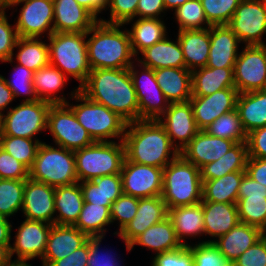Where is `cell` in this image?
Masks as SVG:
<instances>
[{"label": "cell", "instance_id": "obj_1", "mask_svg": "<svg viewBox=\"0 0 266 266\" xmlns=\"http://www.w3.org/2000/svg\"><path fill=\"white\" fill-rule=\"evenodd\" d=\"M79 91L117 113L127 123L139 120L138 99L129 68L91 70Z\"/></svg>", "mask_w": 266, "mask_h": 266}, {"label": "cell", "instance_id": "obj_2", "mask_svg": "<svg viewBox=\"0 0 266 266\" xmlns=\"http://www.w3.org/2000/svg\"><path fill=\"white\" fill-rule=\"evenodd\" d=\"M123 142L125 157L138 164L164 168L180 154L157 120L127 123Z\"/></svg>", "mask_w": 266, "mask_h": 266}, {"label": "cell", "instance_id": "obj_3", "mask_svg": "<svg viewBox=\"0 0 266 266\" xmlns=\"http://www.w3.org/2000/svg\"><path fill=\"white\" fill-rule=\"evenodd\" d=\"M86 42L91 70L126 69L136 61L124 24L98 21L86 32Z\"/></svg>", "mask_w": 266, "mask_h": 266}, {"label": "cell", "instance_id": "obj_4", "mask_svg": "<svg viewBox=\"0 0 266 266\" xmlns=\"http://www.w3.org/2000/svg\"><path fill=\"white\" fill-rule=\"evenodd\" d=\"M50 64L57 67L78 89L86 82L91 67L88 61L86 32H54L48 38Z\"/></svg>", "mask_w": 266, "mask_h": 266}, {"label": "cell", "instance_id": "obj_5", "mask_svg": "<svg viewBox=\"0 0 266 266\" xmlns=\"http://www.w3.org/2000/svg\"><path fill=\"white\" fill-rule=\"evenodd\" d=\"M202 189L200 169L181 154L163 168L161 197L168 209L200 203Z\"/></svg>", "mask_w": 266, "mask_h": 266}, {"label": "cell", "instance_id": "obj_6", "mask_svg": "<svg viewBox=\"0 0 266 266\" xmlns=\"http://www.w3.org/2000/svg\"><path fill=\"white\" fill-rule=\"evenodd\" d=\"M67 105L95 142L124 139L127 122L106 106L88 99L79 90Z\"/></svg>", "mask_w": 266, "mask_h": 266}, {"label": "cell", "instance_id": "obj_7", "mask_svg": "<svg viewBox=\"0 0 266 266\" xmlns=\"http://www.w3.org/2000/svg\"><path fill=\"white\" fill-rule=\"evenodd\" d=\"M29 178L55 188L77 183L74 151L42 142L29 169Z\"/></svg>", "mask_w": 266, "mask_h": 266}, {"label": "cell", "instance_id": "obj_8", "mask_svg": "<svg viewBox=\"0 0 266 266\" xmlns=\"http://www.w3.org/2000/svg\"><path fill=\"white\" fill-rule=\"evenodd\" d=\"M78 182L90 181L105 175L119 174L125 159L122 141L95 142L74 151Z\"/></svg>", "mask_w": 266, "mask_h": 266}, {"label": "cell", "instance_id": "obj_9", "mask_svg": "<svg viewBox=\"0 0 266 266\" xmlns=\"http://www.w3.org/2000/svg\"><path fill=\"white\" fill-rule=\"evenodd\" d=\"M51 103L43 100L19 102L2 115V134L13 137L41 139L47 131ZM39 135V137H38Z\"/></svg>", "mask_w": 266, "mask_h": 266}, {"label": "cell", "instance_id": "obj_10", "mask_svg": "<svg viewBox=\"0 0 266 266\" xmlns=\"http://www.w3.org/2000/svg\"><path fill=\"white\" fill-rule=\"evenodd\" d=\"M6 9L14 18L15 27L19 37L47 39L52 33H54L53 0L13 1L6 7Z\"/></svg>", "mask_w": 266, "mask_h": 266}, {"label": "cell", "instance_id": "obj_11", "mask_svg": "<svg viewBox=\"0 0 266 266\" xmlns=\"http://www.w3.org/2000/svg\"><path fill=\"white\" fill-rule=\"evenodd\" d=\"M50 143L67 150L76 151L90 146L95 141L77 121L73 110L67 104H51L48 113L47 131Z\"/></svg>", "mask_w": 266, "mask_h": 266}, {"label": "cell", "instance_id": "obj_12", "mask_svg": "<svg viewBox=\"0 0 266 266\" xmlns=\"http://www.w3.org/2000/svg\"><path fill=\"white\" fill-rule=\"evenodd\" d=\"M19 222L17 221L18 224L13 222L12 225L11 245L7 260L22 262H32L34 259L41 260L52 224L26 218Z\"/></svg>", "mask_w": 266, "mask_h": 266}, {"label": "cell", "instance_id": "obj_13", "mask_svg": "<svg viewBox=\"0 0 266 266\" xmlns=\"http://www.w3.org/2000/svg\"><path fill=\"white\" fill-rule=\"evenodd\" d=\"M129 73L137 94L139 120H157L170 103L157 84L154 69L135 61Z\"/></svg>", "mask_w": 266, "mask_h": 266}, {"label": "cell", "instance_id": "obj_14", "mask_svg": "<svg viewBox=\"0 0 266 266\" xmlns=\"http://www.w3.org/2000/svg\"><path fill=\"white\" fill-rule=\"evenodd\" d=\"M233 72L238 93L266 89V44L243 45Z\"/></svg>", "mask_w": 266, "mask_h": 266}, {"label": "cell", "instance_id": "obj_15", "mask_svg": "<svg viewBox=\"0 0 266 266\" xmlns=\"http://www.w3.org/2000/svg\"><path fill=\"white\" fill-rule=\"evenodd\" d=\"M227 26L243 45H265L266 4L264 0H241Z\"/></svg>", "mask_w": 266, "mask_h": 266}, {"label": "cell", "instance_id": "obj_16", "mask_svg": "<svg viewBox=\"0 0 266 266\" xmlns=\"http://www.w3.org/2000/svg\"><path fill=\"white\" fill-rule=\"evenodd\" d=\"M120 175L124 194L137 198L162 194L163 168L134 163L125 157Z\"/></svg>", "mask_w": 266, "mask_h": 266}, {"label": "cell", "instance_id": "obj_17", "mask_svg": "<svg viewBox=\"0 0 266 266\" xmlns=\"http://www.w3.org/2000/svg\"><path fill=\"white\" fill-rule=\"evenodd\" d=\"M157 121L164 127L172 145L179 153L200 131L196 125L190 101L170 103Z\"/></svg>", "mask_w": 266, "mask_h": 266}, {"label": "cell", "instance_id": "obj_18", "mask_svg": "<svg viewBox=\"0 0 266 266\" xmlns=\"http://www.w3.org/2000/svg\"><path fill=\"white\" fill-rule=\"evenodd\" d=\"M237 208L240 222L264 231L266 229V186L245 173L239 186Z\"/></svg>", "mask_w": 266, "mask_h": 266}, {"label": "cell", "instance_id": "obj_19", "mask_svg": "<svg viewBox=\"0 0 266 266\" xmlns=\"http://www.w3.org/2000/svg\"><path fill=\"white\" fill-rule=\"evenodd\" d=\"M168 216V208L165 201L160 196L149 198H139V204L135 217L124 227V229L114 236L119 242L122 241L125 252L131 253L129 244L146 229L161 222ZM125 245V246H124Z\"/></svg>", "mask_w": 266, "mask_h": 266}, {"label": "cell", "instance_id": "obj_20", "mask_svg": "<svg viewBox=\"0 0 266 266\" xmlns=\"http://www.w3.org/2000/svg\"><path fill=\"white\" fill-rule=\"evenodd\" d=\"M54 194L55 187L30 178L26 179L21 219L26 218L54 224Z\"/></svg>", "mask_w": 266, "mask_h": 266}, {"label": "cell", "instance_id": "obj_21", "mask_svg": "<svg viewBox=\"0 0 266 266\" xmlns=\"http://www.w3.org/2000/svg\"><path fill=\"white\" fill-rule=\"evenodd\" d=\"M236 88H225L208 96H192L190 103L199 130H205L219 116L236 109Z\"/></svg>", "mask_w": 266, "mask_h": 266}, {"label": "cell", "instance_id": "obj_22", "mask_svg": "<svg viewBox=\"0 0 266 266\" xmlns=\"http://www.w3.org/2000/svg\"><path fill=\"white\" fill-rule=\"evenodd\" d=\"M167 217L170 219L176 236L182 245L188 246L194 243L206 242L203 201L193 205L168 209Z\"/></svg>", "mask_w": 266, "mask_h": 266}, {"label": "cell", "instance_id": "obj_23", "mask_svg": "<svg viewBox=\"0 0 266 266\" xmlns=\"http://www.w3.org/2000/svg\"><path fill=\"white\" fill-rule=\"evenodd\" d=\"M72 82L57 67L48 64L34 72L33 86L38 100L51 104H67V102L78 92L75 85L70 92L65 93L68 83Z\"/></svg>", "mask_w": 266, "mask_h": 266}, {"label": "cell", "instance_id": "obj_24", "mask_svg": "<svg viewBox=\"0 0 266 266\" xmlns=\"http://www.w3.org/2000/svg\"><path fill=\"white\" fill-rule=\"evenodd\" d=\"M89 237L74 226L52 224L41 266H50L54 261L66 258L83 246Z\"/></svg>", "mask_w": 266, "mask_h": 266}, {"label": "cell", "instance_id": "obj_25", "mask_svg": "<svg viewBox=\"0 0 266 266\" xmlns=\"http://www.w3.org/2000/svg\"><path fill=\"white\" fill-rule=\"evenodd\" d=\"M243 47L237 35L227 25L210 26V49L207 67H234Z\"/></svg>", "mask_w": 266, "mask_h": 266}, {"label": "cell", "instance_id": "obj_26", "mask_svg": "<svg viewBox=\"0 0 266 266\" xmlns=\"http://www.w3.org/2000/svg\"><path fill=\"white\" fill-rule=\"evenodd\" d=\"M235 144V141L218 138L200 130L180 154L200 169L205 164L217 161Z\"/></svg>", "mask_w": 266, "mask_h": 266}, {"label": "cell", "instance_id": "obj_27", "mask_svg": "<svg viewBox=\"0 0 266 266\" xmlns=\"http://www.w3.org/2000/svg\"><path fill=\"white\" fill-rule=\"evenodd\" d=\"M54 32L85 33L99 20L76 0H53Z\"/></svg>", "mask_w": 266, "mask_h": 266}, {"label": "cell", "instance_id": "obj_28", "mask_svg": "<svg viewBox=\"0 0 266 266\" xmlns=\"http://www.w3.org/2000/svg\"><path fill=\"white\" fill-rule=\"evenodd\" d=\"M166 36L161 41L151 47L143 50L137 57L136 61L141 65L152 68H186L183 52L174 33ZM172 35H174L172 38Z\"/></svg>", "mask_w": 266, "mask_h": 266}, {"label": "cell", "instance_id": "obj_29", "mask_svg": "<svg viewBox=\"0 0 266 266\" xmlns=\"http://www.w3.org/2000/svg\"><path fill=\"white\" fill-rule=\"evenodd\" d=\"M206 242H214L228 233L240 221L237 203L203 201Z\"/></svg>", "mask_w": 266, "mask_h": 266}, {"label": "cell", "instance_id": "obj_30", "mask_svg": "<svg viewBox=\"0 0 266 266\" xmlns=\"http://www.w3.org/2000/svg\"><path fill=\"white\" fill-rule=\"evenodd\" d=\"M167 20L169 19L133 18L124 24L129 32L131 48L135 57L170 35L171 29Z\"/></svg>", "mask_w": 266, "mask_h": 266}, {"label": "cell", "instance_id": "obj_31", "mask_svg": "<svg viewBox=\"0 0 266 266\" xmlns=\"http://www.w3.org/2000/svg\"><path fill=\"white\" fill-rule=\"evenodd\" d=\"M185 66L188 70L205 67L210 49V27L206 29H187L176 31Z\"/></svg>", "mask_w": 266, "mask_h": 266}, {"label": "cell", "instance_id": "obj_32", "mask_svg": "<svg viewBox=\"0 0 266 266\" xmlns=\"http://www.w3.org/2000/svg\"><path fill=\"white\" fill-rule=\"evenodd\" d=\"M135 246L144 248L151 252V255L174 250L183 246L178 240L174 227L168 217L146 229L136 237L129 248L134 252Z\"/></svg>", "mask_w": 266, "mask_h": 266}, {"label": "cell", "instance_id": "obj_33", "mask_svg": "<svg viewBox=\"0 0 266 266\" xmlns=\"http://www.w3.org/2000/svg\"><path fill=\"white\" fill-rule=\"evenodd\" d=\"M263 237V231L247 223L239 222L228 233L213 243L228 261L233 263L242 253Z\"/></svg>", "mask_w": 266, "mask_h": 266}, {"label": "cell", "instance_id": "obj_34", "mask_svg": "<svg viewBox=\"0 0 266 266\" xmlns=\"http://www.w3.org/2000/svg\"><path fill=\"white\" fill-rule=\"evenodd\" d=\"M154 74L169 103L187 102L192 97L191 71L187 68H159Z\"/></svg>", "mask_w": 266, "mask_h": 266}, {"label": "cell", "instance_id": "obj_35", "mask_svg": "<svg viewBox=\"0 0 266 266\" xmlns=\"http://www.w3.org/2000/svg\"><path fill=\"white\" fill-rule=\"evenodd\" d=\"M234 67H201L191 71L192 96H208L225 88H235Z\"/></svg>", "mask_w": 266, "mask_h": 266}, {"label": "cell", "instance_id": "obj_36", "mask_svg": "<svg viewBox=\"0 0 266 266\" xmlns=\"http://www.w3.org/2000/svg\"><path fill=\"white\" fill-rule=\"evenodd\" d=\"M79 183L84 202L102 205L109 209L111 204L123 194L120 173L105 175Z\"/></svg>", "mask_w": 266, "mask_h": 266}, {"label": "cell", "instance_id": "obj_37", "mask_svg": "<svg viewBox=\"0 0 266 266\" xmlns=\"http://www.w3.org/2000/svg\"><path fill=\"white\" fill-rule=\"evenodd\" d=\"M83 203L84 199L79 182L56 187L54 224L73 226L78 220Z\"/></svg>", "mask_w": 266, "mask_h": 266}, {"label": "cell", "instance_id": "obj_38", "mask_svg": "<svg viewBox=\"0 0 266 266\" xmlns=\"http://www.w3.org/2000/svg\"><path fill=\"white\" fill-rule=\"evenodd\" d=\"M236 109L247 134L266 126V89L239 93Z\"/></svg>", "mask_w": 266, "mask_h": 266}, {"label": "cell", "instance_id": "obj_39", "mask_svg": "<svg viewBox=\"0 0 266 266\" xmlns=\"http://www.w3.org/2000/svg\"><path fill=\"white\" fill-rule=\"evenodd\" d=\"M247 160V143H236L217 161L205 164L200 168L201 179L202 181L214 180L235 171H245Z\"/></svg>", "mask_w": 266, "mask_h": 266}, {"label": "cell", "instance_id": "obj_40", "mask_svg": "<svg viewBox=\"0 0 266 266\" xmlns=\"http://www.w3.org/2000/svg\"><path fill=\"white\" fill-rule=\"evenodd\" d=\"M11 59L33 72L47 66L50 64L47 39L19 37Z\"/></svg>", "mask_w": 266, "mask_h": 266}, {"label": "cell", "instance_id": "obj_41", "mask_svg": "<svg viewBox=\"0 0 266 266\" xmlns=\"http://www.w3.org/2000/svg\"><path fill=\"white\" fill-rule=\"evenodd\" d=\"M73 226L89 238L106 237L112 228L110 209L84 202L78 220Z\"/></svg>", "mask_w": 266, "mask_h": 266}, {"label": "cell", "instance_id": "obj_42", "mask_svg": "<svg viewBox=\"0 0 266 266\" xmlns=\"http://www.w3.org/2000/svg\"><path fill=\"white\" fill-rule=\"evenodd\" d=\"M245 173L235 171L214 180L202 181V201L237 203L239 186Z\"/></svg>", "mask_w": 266, "mask_h": 266}, {"label": "cell", "instance_id": "obj_43", "mask_svg": "<svg viewBox=\"0 0 266 266\" xmlns=\"http://www.w3.org/2000/svg\"><path fill=\"white\" fill-rule=\"evenodd\" d=\"M10 64L11 73L9 78L5 77L6 75L1 74L8 87L11 89L15 102H32L37 100V95L33 86V76L34 72L30 69H27L24 66H21L15 63L12 59L0 62V64ZM23 99H20L22 98Z\"/></svg>", "mask_w": 266, "mask_h": 266}, {"label": "cell", "instance_id": "obj_44", "mask_svg": "<svg viewBox=\"0 0 266 266\" xmlns=\"http://www.w3.org/2000/svg\"><path fill=\"white\" fill-rule=\"evenodd\" d=\"M173 21L171 26L175 30H187V29H206L211 26L207 21L202 3L200 0H188L183 5L179 6L173 13H171ZM174 19V20H172Z\"/></svg>", "mask_w": 266, "mask_h": 266}, {"label": "cell", "instance_id": "obj_45", "mask_svg": "<svg viewBox=\"0 0 266 266\" xmlns=\"http://www.w3.org/2000/svg\"><path fill=\"white\" fill-rule=\"evenodd\" d=\"M25 180L0 179V216L9 218L21 215Z\"/></svg>", "mask_w": 266, "mask_h": 266}, {"label": "cell", "instance_id": "obj_46", "mask_svg": "<svg viewBox=\"0 0 266 266\" xmlns=\"http://www.w3.org/2000/svg\"><path fill=\"white\" fill-rule=\"evenodd\" d=\"M205 131L209 135L229 139L236 143L247 141V133L242 126L237 109L219 116Z\"/></svg>", "mask_w": 266, "mask_h": 266}, {"label": "cell", "instance_id": "obj_47", "mask_svg": "<svg viewBox=\"0 0 266 266\" xmlns=\"http://www.w3.org/2000/svg\"><path fill=\"white\" fill-rule=\"evenodd\" d=\"M41 143V141L36 139L10 135L0 136V147L23 163L28 169L32 167Z\"/></svg>", "mask_w": 266, "mask_h": 266}, {"label": "cell", "instance_id": "obj_48", "mask_svg": "<svg viewBox=\"0 0 266 266\" xmlns=\"http://www.w3.org/2000/svg\"><path fill=\"white\" fill-rule=\"evenodd\" d=\"M107 237L89 238V257L87 266H125L124 253L117 254V247L104 246ZM103 245V246H102ZM116 247V248H115ZM110 248V249H109ZM116 249V250H115ZM122 258V259H121Z\"/></svg>", "mask_w": 266, "mask_h": 266}, {"label": "cell", "instance_id": "obj_49", "mask_svg": "<svg viewBox=\"0 0 266 266\" xmlns=\"http://www.w3.org/2000/svg\"><path fill=\"white\" fill-rule=\"evenodd\" d=\"M139 204V198L122 194L110 207L111 224L117 227L111 236L119 234L124 227L135 217Z\"/></svg>", "mask_w": 266, "mask_h": 266}, {"label": "cell", "instance_id": "obj_50", "mask_svg": "<svg viewBox=\"0 0 266 266\" xmlns=\"http://www.w3.org/2000/svg\"><path fill=\"white\" fill-rule=\"evenodd\" d=\"M241 0H201L207 21L211 25H227Z\"/></svg>", "mask_w": 266, "mask_h": 266}, {"label": "cell", "instance_id": "obj_51", "mask_svg": "<svg viewBox=\"0 0 266 266\" xmlns=\"http://www.w3.org/2000/svg\"><path fill=\"white\" fill-rule=\"evenodd\" d=\"M10 18H12L11 13L2 6L0 8V62L12 58L19 38L14 20Z\"/></svg>", "mask_w": 266, "mask_h": 266}, {"label": "cell", "instance_id": "obj_52", "mask_svg": "<svg viewBox=\"0 0 266 266\" xmlns=\"http://www.w3.org/2000/svg\"><path fill=\"white\" fill-rule=\"evenodd\" d=\"M188 247L193 255L194 266H232L213 242L194 243Z\"/></svg>", "mask_w": 266, "mask_h": 266}, {"label": "cell", "instance_id": "obj_53", "mask_svg": "<svg viewBox=\"0 0 266 266\" xmlns=\"http://www.w3.org/2000/svg\"><path fill=\"white\" fill-rule=\"evenodd\" d=\"M139 0H109V4L99 20L108 24H125L130 19L136 18ZM108 11V13H107Z\"/></svg>", "mask_w": 266, "mask_h": 266}, {"label": "cell", "instance_id": "obj_54", "mask_svg": "<svg viewBox=\"0 0 266 266\" xmlns=\"http://www.w3.org/2000/svg\"><path fill=\"white\" fill-rule=\"evenodd\" d=\"M149 259L150 266H194L193 255L187 245L152 255Z\"/></svg>", "mask_w": 266, "mask_h": 266}, {"label": "cell", "instance_id": "obj_55", "mask_svg": "<svg viewBox=\"0 0 266 266\" xmlns=\"http://www.w3.org/2000/svg\"><path fill=\"white\" fill-rule=\"evenodd\" d=\"M29 169L0 147V179L26 180Z\"/></svg>", "mask_w": 266, "mask_h": 266}, {"label": "cell", "instance_id": "obj_56", "mask_svg": "<svg viewBox=\"0 0 266 266\" xmlns=\"http://www.w3.org/2000/svg\"><path fill=\"white\" fill-rule=\"evenodd\" d=\"M232 266H266V238L263 236L242 253Z\"/></svg>", "mask_w": 266, "mask_h": 266}, {"label": "cell", "instance_id": "obj_57", "mask_svg": "<svg viewBox=\"0 0 266 266\" xmlns=\"http://www.w3.org/2000/svg\"><path fill=\"white\" fill-rule=\"evenodd\" d=\"M163 0H139L136 18L168 19Z\"/></svg>", "mask_w": 266, "mask_h": 266}, {"label": "cell", "instance_id": "obj_58", "mask_svg": "<svg viewBox=\"0 0 266 266\" xmlns=\"http://www.w3.org/2000/svg\"><path fill=\"white\" fill-rule=\"evenodd\" d=\"M248 157L266 158V126L247 134Z\"/></svg>", "mask_w": 266, "mask_h": 266}, {"label": "cell", "instance_id": "obj_59", "mask_svg": "<svg viewBox=\"0 0 266 266\" xmlns=\"http://www.w3.org/2000/svg\"><path fill=\"white\" fill-rule=\"evenodd\" d=\"M89 257V239L79 249L69 254L66 258L54 261L50 266H87Z\"/></svg>", "mask_w": 266, "mask_h": 266}, {"label": "cell", "instance_id": "obj_60", "mask_svg": "<svg viewBox=\"0 0 266 266\" xmlns=\"http://www.w3.org/2000/svg\"><path fill=\"white\" fill-rule=\"evenodd\" d=\"M245 172L250 178L266 186V158L248 157Z\"/></svg>", "mask_w": 266, "mask_h": 266}, {"label": "cell", "instance_id": "obj_61", "mask_svg": "<svg viewBox=\"0 0 266 266\" xmlns=\"http://www.w3.org/2000/svg\"><path fill=\"white\" fill-rule=\"evenodd\" d=\"M13 220L0 216V250L7 256L12 236Z\"/></svg>", "mask_w": 266, "mask_h": 266}, {"label": "cell", "instance_id": "obj_62", "mask_svg": "<svg viewBox=\"0 0 266 266\" xmlns=\"http://www.w3.org/2000/svg\"><path fill=\"white\" fill-rule=\"evenodd\" d=\"M14 101L12 91L0 73V114H5L14 105Z\"/></svg>", "mask_w": 266, "mask_h": 266}, {"label": "cell", "instance_id": "obj_63", "mask_svg": "<svg viewBox=\"0 0 266 266\" xmlns=\"http://www.w3.org/2000/svg\"><path fill=\"white\" fill-rule=\"evenodd\" d=\"M77 3L90 11L98 20L102 18L109 0H76Z\"/></svg>", "mask_w": 266, "mask_h": 266}, {"label": "cell", "instance_id": "obj_64", "mask_svg": "<svg viewBox=\"0 0 266 266\" xmlns=\"http://www.w3.org/2000/svg\"><path fill=\"white\" fill-rule=\"evenodd\" d=\"M188 0H163L166 12L171 14L174 12L179 6L183 5Z\"/></svg>", "mask_w": 266, "mask_h": 266}, {"label": "cell", "instance_id": "obj_65", "mask_svg": "<svg viewBox=\"0 0 266 266\" xmlns=\"http://www.w3.org/2000/svg\"><path fill=\"white\" fill-rule=\"evenodd\" d=\"M2 266H33V264L30 262L7 260Z\"/></svg>", "mask_w": 266, "mask_h": 266}, {"label": "cell", "instance_id": "obj_66", "mask_svg": "<svg viewBox=\"0 0 266 266\" xmlns=\"http://www.w3.org/2000/svg\"><path fill=\"white\" fill-rule=\"evenodd\" d=\"M7 261V256L0 250V266Z\"/></svg>", "mask_w": 266, "mask_h": 266}, {"label": "cell", "instance_id": "obj_67", "mask_svg": "<svg viewBox=\"0 0 266 266\" xmlns=\"http://www.w3.org/2000/svg\"><path fill=\"white\" fill-rule=\"evenodd\" d=\"M13 1H19V0H3L2 6L6 8Z\"/></svg>", "mask_w": 266, "mask_h": 266}, {"label": "cell", "instance_id": "obj_68", "mask_svg": "<svg viewBox=\"0 0 266 266\" xmlns=\"http://www.w3.org/2000/svg\"><path fill=\"white\" fill-rule=\"evenodd\" d=\"M2 134V115L0 114V136Z\"/></svg>", "mask_w": 266, "mask_h": 266}, {"label": "cell", "instance_id": "obj_69", "mask_svg": "<svg viewBox=\"0 0 266 266\" xmlns=\"http://www.w3.org/2000/svg\"><path fill=\"white\" fill-rule=\"evenodd\" d=\"M263 236L266 238V229L263 231Z\"/></svg>", "mask_w": 266, "mask_h": 266}]
</instances>
